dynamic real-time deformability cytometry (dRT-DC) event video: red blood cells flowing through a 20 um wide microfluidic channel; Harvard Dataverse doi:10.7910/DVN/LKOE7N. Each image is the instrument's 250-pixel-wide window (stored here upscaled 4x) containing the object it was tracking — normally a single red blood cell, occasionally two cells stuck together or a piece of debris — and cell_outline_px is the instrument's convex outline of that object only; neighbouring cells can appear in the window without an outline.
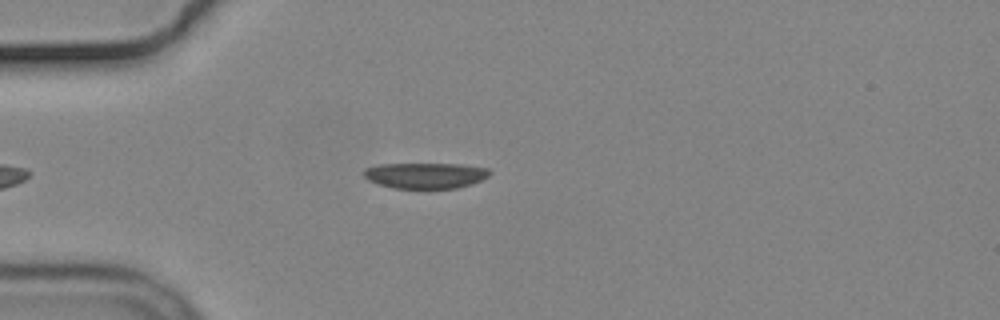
{"species": "common noctule bat (a hibernating species)", "species_latin": "Nyctalus noctula", "temperature_condition": "cold", "stored_images_in_passage": 51, "camera_frame_rate_fps": 3000, "um_per_image_px": 0.085, "animal": {"sex": "male", "body_mass_g": 19.2, "forearm_length_mm": 51.8}, "frame": {"image": 1, "passage_image": 14, "time_ms": 4.333, "image_size_px": [1000, 320], "cell_outline_px": [[492, 172], [488, 176], [472, 184], [456, 188], [392, 188], [368, 180], [364, 176], [364, 168], [380, 164], [460, 164], [488, 168]], "centroid_in_image_um": [36.17, 14.91], "position_along_channel_um": 48.8, "area_um2": 18.84}}
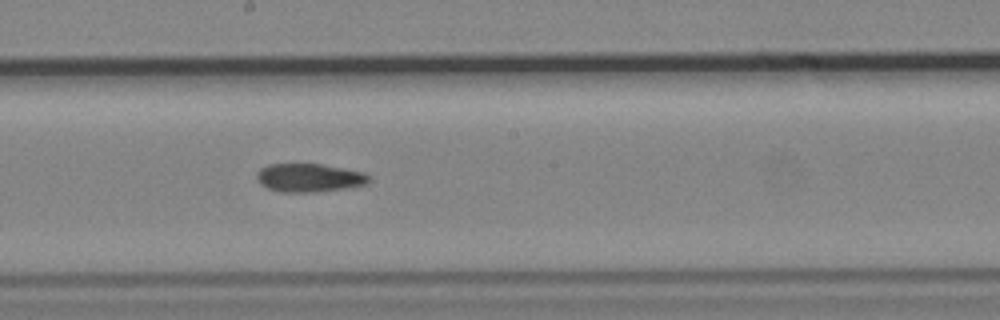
{"frame": {"image": 2, "passage_image": 30, "time_ms": 9.667, "image_size_px": [1000, 320], "cell_outline_px": [[372, 180], [368, 184], [344, 188], [316, 192], [280, 192], [268, 188], [260, 184], [256, 180], [256, 172], [260, 168], [268, 164], [320, 164], [364, 172], [372, 176]], "centroid_in_image_um": [26.29, 15.11], "position_along_channel_um": 221.9, "area_um2": 18.79}}
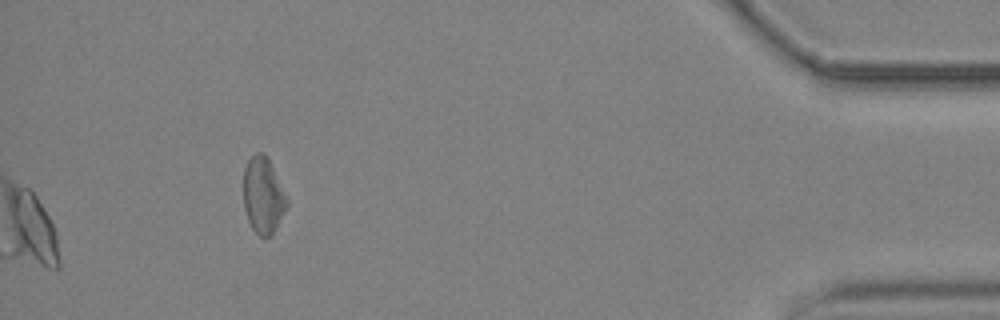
{"frame": {"image": 3, "passage_image": 51, "time_ms": 16.667, "image_size_px": [1000, 320], "cell_outline_px": [[288, 208], [272, 236], [260, 236], [252, 228], [248, 220], [244, 208], [244, 168], [248, 160], [256, 152], [264, 152], [288, 200]], "centroid_in_image_um": [22.37, 16.65], "position_along_channel_um": 412.8, "area_um2": 19.13}, "authors_computed_cell_mechanics": {"area_um2": 19.074, "velocity_mm_per_s": 3.6299, "shape_relaxation_time_tau1_ms": 7.4552, "shape_relaxation_time_tau2_ms": 10.1548, "deformation_change_tau1": 0.1499, "deformation_change_tau2": 0.2145}}